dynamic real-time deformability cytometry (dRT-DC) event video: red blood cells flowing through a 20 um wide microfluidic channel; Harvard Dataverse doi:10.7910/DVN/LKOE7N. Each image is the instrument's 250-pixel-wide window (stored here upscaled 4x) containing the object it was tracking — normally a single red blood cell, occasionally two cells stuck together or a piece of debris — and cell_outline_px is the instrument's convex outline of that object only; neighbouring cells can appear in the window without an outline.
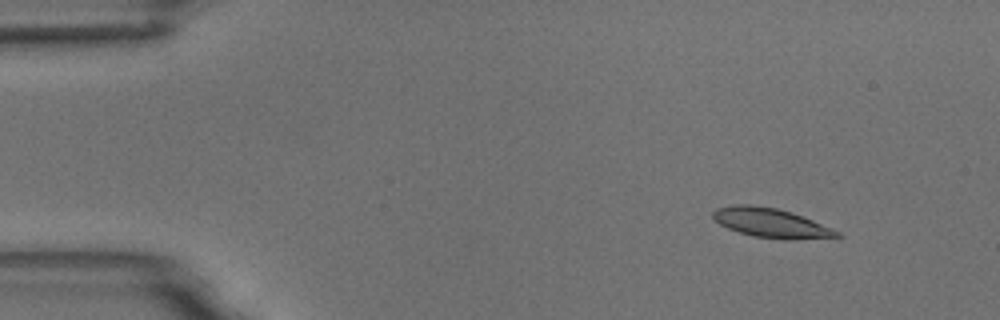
{"species": "common noctule bat (a hibernating species)", "species_latin": "Nyctalus noctula", "temperature_condition": "room temperature", "stored_images_in_passage": 3, "camera_frame_rate_fps": 3000, "um_per_image_px": 0.085, "animal": {"sex": "male", "body_mass_g": 18.8}, "frame": {"image": 1, "passage_image": 1, "time_ms": 0.0, "image_size_px": [1000, 320], "cell_outline_px": [[844, 236], [788, 240], [784, 240], [752, 236], [728, 228], [720, 224], [712, 216], [712, 212], [716, 208], [736, 204], [748, 204], [776, 208], [792, 212], [832, 228], [840, 232]], "centroid_in_image_um": [65.53, 18.95], "position_along_channel_um": 19.5, "area_um2": 21.15}}
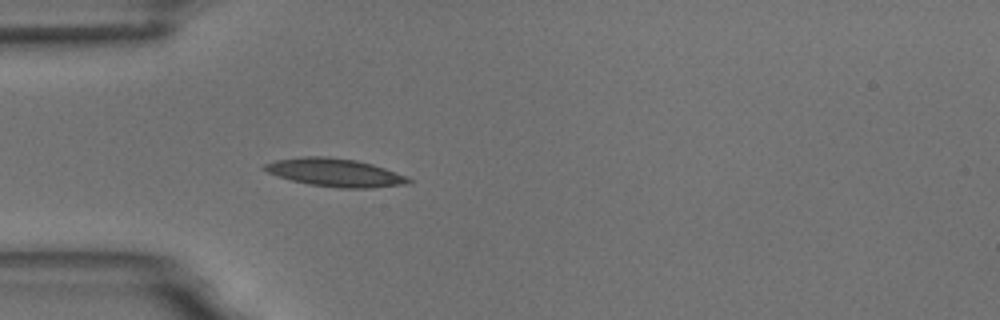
{"frame": {"image": 2, "passage_image": 3, "time_ms": 3.333, "image_size_px": [1000, 320], "cell_outline_px": [[412, 180], [408, 184], [372, 188], [340, 188], [308, 184], [292, 180], [268, 172], [260, 168], [264, 164], [276, 160], [300, 156], [328, 156], [356, 160], [372, 164], [408, 176]], "centroid_in_image_um": [28.49, 14.66], "position_along_channel_um": 56.5, "area_um2": 23.64}}